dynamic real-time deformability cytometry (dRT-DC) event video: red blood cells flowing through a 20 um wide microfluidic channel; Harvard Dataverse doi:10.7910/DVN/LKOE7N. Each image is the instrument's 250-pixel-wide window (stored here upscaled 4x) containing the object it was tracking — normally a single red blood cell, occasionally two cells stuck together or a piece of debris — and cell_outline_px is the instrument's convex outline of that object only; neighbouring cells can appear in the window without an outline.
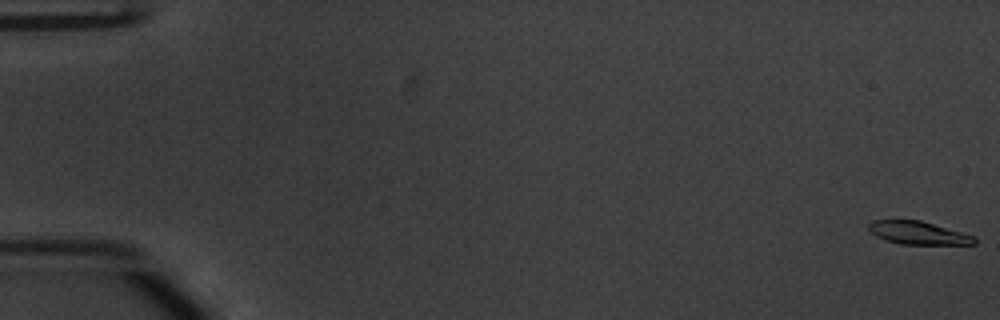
{"species": "common noctule bat (a hibernating species)", "species_latin": "Nyctalus noctula", "temperature_condition": "warm", "stored_images_in_passage": 54, "camera_frame_rate_fps": 3000, "um_per_image_px": 0.085, "animal": {"sex": "male", "body_mass_g": 20.1, "forearm_length_mm": 53.5}, "frame": {"image": 1, "passage_image": 1, "time_ms": 0.0, "image_size_px": [1000, 320], "cell_outline_px": [[976, 244], [900, 244], [884, 240], [876, 236], [868, 228], [868, 224], [872, 220], [920, 220], [960, 232], [972, 236], [976, 240]], "centroid_in_image_um": [77.98, 19.8], "position_along_channel_um": 7.0, "area_um2": 13.93}}
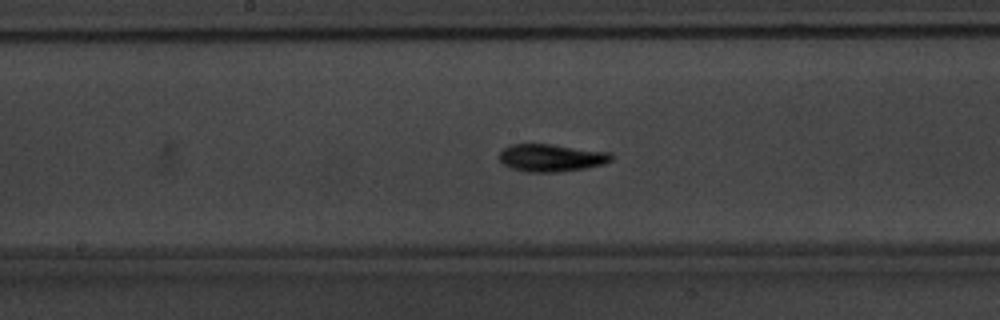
{"frame": {"image": 2, "passage_image": 29, "time_ms": 9.333, "image_size_px": [1000, 320], "cell_outline_px": [[612, 160], [604, 164], [584, 168], [560, 172], [524, 172], [512, 168], [504, 164], [500, 160], [500, 152], [504, 148], [512, 144], [552, 144], [612, 152]], "centroid_in_image_um": [46.89, 13.41], "position_along_channel_um": 201.3, "area_um2": 18.03}}
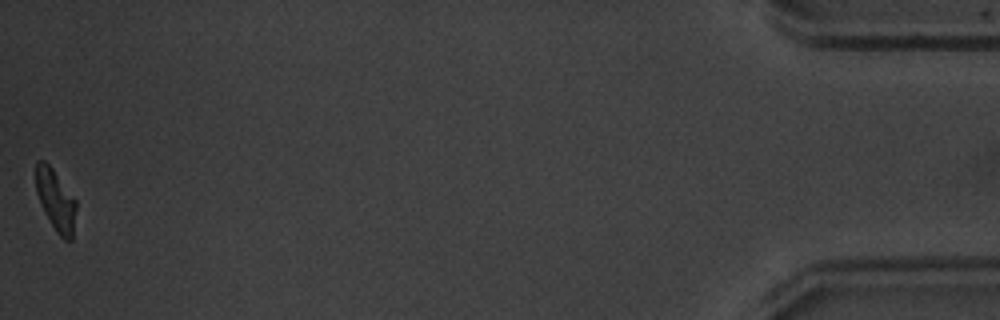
{"frame": {"image": 3, "passage_image": 54, "time_ms": 17.667, "image_size_px": [1000, 320], "cell_outline_px": [[76, 208], [72, 240], [64, 240], [56, 232], [44, 212], [40, 204], [36, 192], [36, 160], [44, 160], [52, 168], [76, 200]], "centroid_in_image_um": [4.72, 17.02], "position_along_channel_um": 430.5, "area_um2": 14.33}, "authors_computed_cell_mechanics": {"area_um2": 15.9528, "velocity_mm_per_s": 3.8312, "shape_relaxation_time_tau1_ms": 2.4717, "shape_relaxation_time_tau2_ms": 2.8432, "deformation_change_tau1": 0.1426, "deformation_change_tau2": 0.0875}}